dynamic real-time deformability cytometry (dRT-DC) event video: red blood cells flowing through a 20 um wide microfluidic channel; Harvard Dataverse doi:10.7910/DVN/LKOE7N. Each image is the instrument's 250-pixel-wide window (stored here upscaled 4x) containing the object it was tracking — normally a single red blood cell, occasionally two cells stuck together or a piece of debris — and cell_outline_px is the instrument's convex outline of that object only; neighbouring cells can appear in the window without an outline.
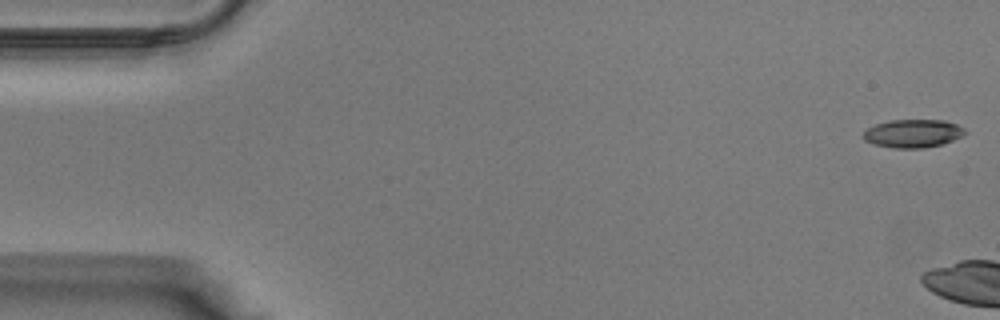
{"species": "Egyptian fruit bat (a non-hibernating species)", "species_latin": "Rousettus aegyptiacus", "temperature_condition": "warm", "stored_images_in_passage": 4, "camera_frame_rate_fps": 3000, "um_per_image_px": 0.085, "animal": {"sex": "male"}, "frame": {"image": 1, "passage_image": 1, "time_ms": 0.0, "image_size_px": [1000, 320], "cell_outline_px": [[968, 132], [964, 136], [944, 144], [924, 148], [892, 148], [876, 144], [864, 140], [860, 136], [868, 128], [876, 124], [892, 120], [944, 120], [956, 124], [964, 128]], "centroid_in_image_um": [77.64, 11.35], "position_along_channel_um": 7.4, "area_um2": 16.88}}